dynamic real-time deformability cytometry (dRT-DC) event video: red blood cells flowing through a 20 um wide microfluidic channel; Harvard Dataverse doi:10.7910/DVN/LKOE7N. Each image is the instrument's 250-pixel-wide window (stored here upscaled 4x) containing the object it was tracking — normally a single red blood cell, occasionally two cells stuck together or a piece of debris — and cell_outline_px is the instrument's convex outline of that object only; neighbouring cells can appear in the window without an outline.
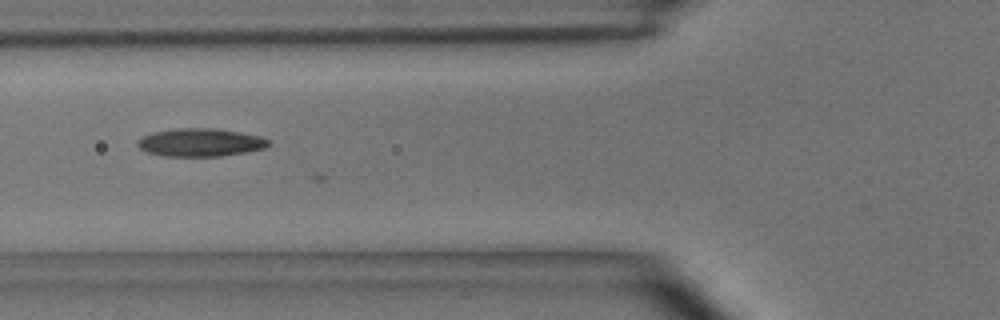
{"species": "common noctule bat (a hibernating species)", "species_latin": "Nyctalus noctula", "temperature_condition": "room temperature", "stored_images_in_passage": 10, "camera_frame_rate_fps": 3000, "um_per_image_px": 0.085, "animal": {"sex": "male", "body_mass_g": 15.6}, "frame": {"image": 1, "passage_image": 7, "time_ms": 2.0, "image_size_px": [1000, 320], "cell_outline_px": [[272, 144], [264, 148], [244, 152], [220, 156], [164, 156], [144, 152], [136, 144], [144, 136], [152, 132], [180, 128], [212, 128], [240, 132], [260, 136], [268, 140]], "centroid_in_image_um": [17.02, 12.11], "position_along_channel_um": 108.8, "area_um2": 21.27}}